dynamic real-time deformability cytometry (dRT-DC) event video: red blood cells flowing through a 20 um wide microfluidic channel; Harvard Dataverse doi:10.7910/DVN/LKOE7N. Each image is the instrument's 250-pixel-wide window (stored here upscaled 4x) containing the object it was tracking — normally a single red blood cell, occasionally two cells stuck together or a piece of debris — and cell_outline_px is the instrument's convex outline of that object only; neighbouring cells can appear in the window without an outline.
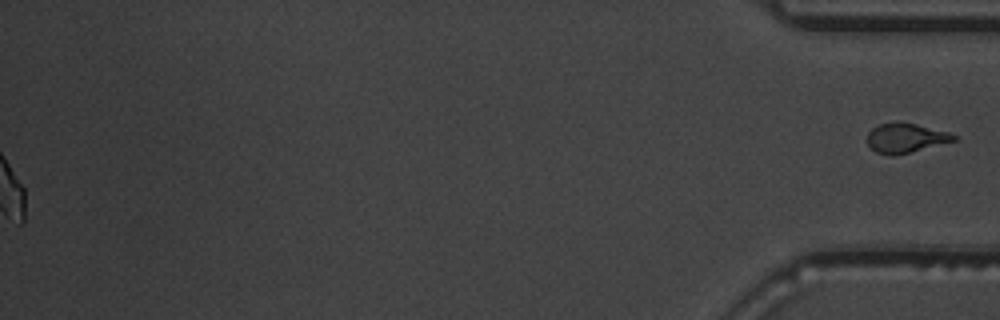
{"species": "common noctule bat (a hibernating species)", "species_latin": "Nyctalus noctula", "temperature_condition": "warm", "stored_images_in_passage": 57, "segment_of_instrument_passage": [2, 2], "camera_frame_rate_fps": 3000, "um_per_image_px": 0.085, "animal": {"sex": "male", "body_mass_g": 19.5, "forearm_length_mm": 54.6}, "frame": {"image": 1, "passage_image": 57, "time_ms": 18.667, "image_size_px": [1000, 320], "cell_outline_px": [[956, 140], [892, 156], [876, 152], [868, 144], [868, 132], [872, 128], [880, 124], [896, 120], [900, 120], [948, 132], [956, 136]], "centroid_in_image_um": [76.94, 11.69], "position_along_channel_um": 358.3, "area_um2": 14.74}}